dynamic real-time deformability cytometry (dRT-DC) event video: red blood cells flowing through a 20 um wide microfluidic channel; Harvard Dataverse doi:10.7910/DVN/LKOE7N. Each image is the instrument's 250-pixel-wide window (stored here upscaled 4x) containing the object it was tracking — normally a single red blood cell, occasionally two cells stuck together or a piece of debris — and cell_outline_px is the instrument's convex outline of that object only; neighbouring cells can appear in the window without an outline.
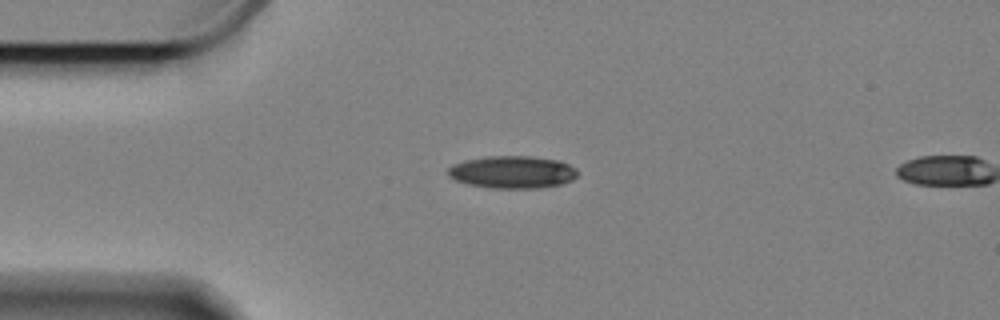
{"species": "Egyptian fruit bat (a non-hibernating species)", "species_latin": "Rousettus aegyptiacus", "temperature_condition": "cold", "stored_images_in_passage": 2, "camera_frame_rate_fps": 3000, "um_per_image_px": 0.085, "animal": {"sex": "female"}, "frame": {"image": 1, "passage_image": 1, "time_ms": 0.0, "image_size_px": [1000, 320], "cell_outline_px": [[580, 172], [572, 180], [560, 184], [540, 188], [492, 188], [468, 184], [456, 180], [448, 176], [448, 168], [452, 164], [464, 160], [484, 156], [532, 156], [560, 160], [576, 168]], "centroid_in_image_um": [43.56, 14.62], "position_along_channel_um": 41.4, "area_um2": 24.74}}